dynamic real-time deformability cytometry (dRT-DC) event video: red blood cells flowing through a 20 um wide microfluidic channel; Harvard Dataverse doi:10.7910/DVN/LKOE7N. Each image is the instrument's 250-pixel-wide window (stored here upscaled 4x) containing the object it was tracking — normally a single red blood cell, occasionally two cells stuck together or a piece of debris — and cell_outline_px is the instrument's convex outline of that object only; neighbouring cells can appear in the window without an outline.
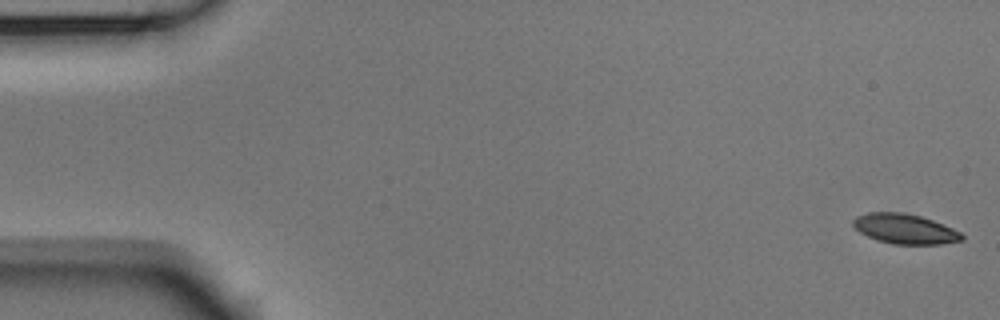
{"species": "Egyptian fruit bat (a non-hibernating species)", "species_latin": "Rousettus aegyptiacus", "temperature_condition": "room temperature", "stored_images_in_passage": 53, "camera_frame_rate_fps": 3000, "um_per_image_px": 0.085, "animal": {"sex": "male"}, "frame": {"image": 1, "passage_image": 1, "time_ms": 0.0, "image_size_px": [1000, 320], "cell_outline_px": [[964, 240], [940, 244], [896, 244], [876, 240], [860, 232], [852, 224], [852, 220], [856, 216], [868, 212], [900, 212], [920, 216], [932, 220], [952, 228], [960, 232], [964, 236]], "centroid_in_image_um": [76.9, 19.45], "position_along_channel_um": 8.1, "area_um2": 18.84}}
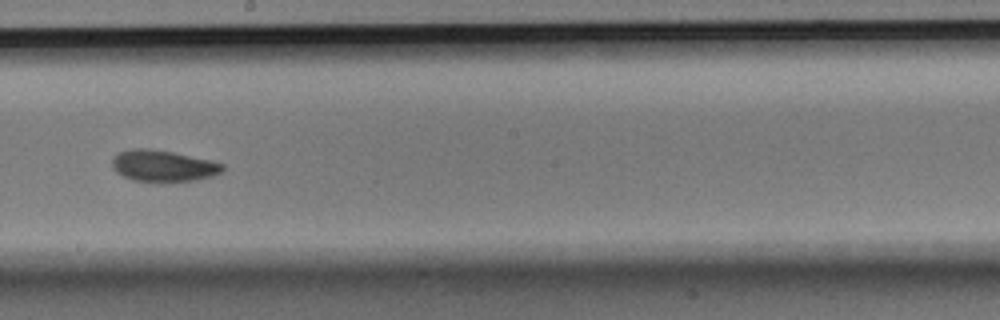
{"frame": {"image": 2, "passage_image": 30, "time_ms": 9.667, "image_size_px": [1000, 320], "cell_outline_px": [[224, 172], [212, 176], [196, 180], [132, 180], [116, 172], [112, 168], [112, 156], [116, 152], [132, 148], [148, 148], [172, 152], [208, 160], [224, 164]], "centroid_in_image_um": [13.82, 14.07], "position_along_channel_um": 234.4, "area_um2": 19.94}}
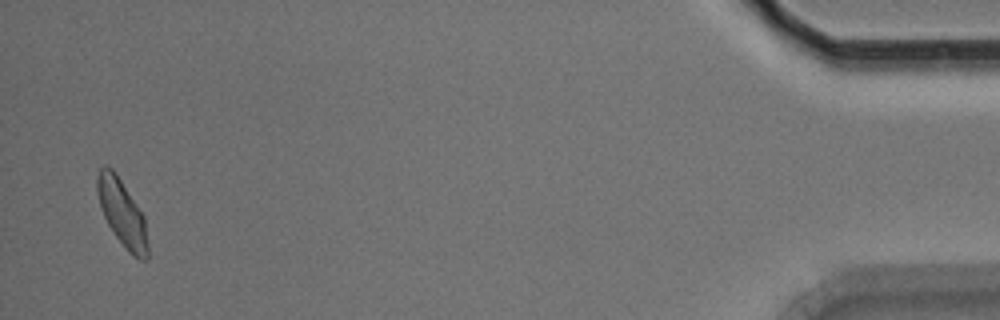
{"frame": {"image": 3, "passage_image": 52, "time_ms": 17.0, "image_size_px": [1000, 320], "cell_outline_px": [[148, 256], [144, 260], [140, 260], [132, 256], [128, 252], [116, 236], [108, 224], [104, 216], [100, 204], [96, 188], [96, 176], [100, 168], [104, 164], [112, 168], [116, 172], [144, 216], [148, 244]], "centroid_in_image_um": [10.38, 18.09], "position_along_channel_um": 424.8, "area_um2": 19.59}, "authors_computed_cell_mechanics": {"area_um2": 19.8832, "velocity_mm_per_s": 3.7671, "shape_relaxation_time_tau1_ms": 4.1258, "shape_relaxation_time_tau2_ms": 2.1711, "deformation_change_tau1": 0.0983, "deformation_change_tau2": 0.0586}}